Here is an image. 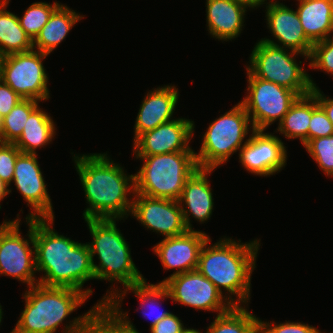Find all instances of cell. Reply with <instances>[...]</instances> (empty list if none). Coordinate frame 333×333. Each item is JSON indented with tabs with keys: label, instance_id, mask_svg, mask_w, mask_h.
<instances>
[{
	"label": "cell",
	"instance_id": "cell-36",
	"mask_svg": "<svg viewBox=\"0 0 333 333\" xmlns=\"http://www.w3.org/2000/svg\"><path fill=\"white\" fill-rule=\"evenodd\" d=\"M23 99L0 80V119L4 118Z\"/></svg>",
	"mask_w": 333,
	"mask_h": 333
},
{
	"label": "cell",
	"instance_id": "cell-4",
	"mask_svg": "<svg viewBox=\"0 0 333 333\" xmlns=\"http://www.w3.org/2000/svg\"><path fill=\"white\" fill-rule=\"evenodd\" d=\"M22 297L25 306L10 333H56L64 320L89 299L76 289L39 283L29 287ZM97 308L94 304L87 312L69 320L61 332L82 333L86 320Z\"/></svg>",
	"mask_w": 333,
	"mask_h": 333
},
{
	"label": "cell",
	"instance_id": "cell-20",
	"mask_svg": "<svg viewBox=\"0 0 333 333\" xmlns=\"http://www.w3.org/2000/svg\"><path fill=\"white\" fill-rule=\"evenodd\" d=\"M213 171L215 169L198 168L184 184L178 203L188 230H194L192 218L201 224L211 219L214 199L208 176Z\"/></svg>",
	"mask_w": 333,
	"mask_h": 333
},
{
	"label": "cell",
	"instance_id": "cell-6",
	"mask_svg": "<svg viewBox=\"0 0 333 333\" xmlns=\"http://www.w3.org/2000/svg\"><path fill=\"white\" fill-rule=\"evenodd\" d=\"M143 162L135 174V194L178 200L185 182L198 169L195 151L133 156Z\"/></svg>",
	"mask_w": 333,
	"mask_h": 333
},
{
	"label": "cell",
	"instance_id": "cell-42",
	"mask_svg": "<svg viewBox=\"0 0 333 333\" xmlns=\"http://www.w3.org/2000/svg\"><path fill=\"white\" fill-rule=\"evenodd\" d=\"M4 56L0 54V80H1V73H2V63H3Z\"/></svg>",
	"mask_w": 333,
	"mask_h": 333
},
{
	"label": "cell",
	"instance_id": "cell-33",
	"mask_svg": "<svg viewBox=\"0 0 333 333\" xmlns=\"http://www.w3.org/2000/svg\"><path fill=\"white\" fill-rule=\"evenodd\" d=\"M330 135H333V124L313 95V113L309 124L308 141Z\"/></svg>",
	"mask_w": 333,
	"mask_h": 333
},
{
	"label": "cell",
	"instance_id": "cell-18",
	"mask_svg": "<svg viewBox=\"0 0 333 333\" xmlns=\"http://www.w3.org/2000/svg\"><path fill=\"white\" fill-rule=\"evenodd\" d=\"M209 237L202 230L195 229L188 230L179 236L163 238L156 243L152 250L159 258L164 270H175L169 277L158 283H164L170 277L197 270L200 250Z\"/></svg>",
	"mask_w": 333,
	"mask_h": 333
},
{
	"label": "cell",
	"instance_id": "cell-34",
	"mask_svg": "<svg viewBox=\"0 0 333 333\" xmlns=\"http://www.w3.org/2000/svg\"><path fill=\"white\" fill-rule=\"evenodd\" d=\"M259 333H323L315 326L302 322L286 321L275 323L274 321H262L259 319Z\"/></svg>",
	"mask_w": 333,
	"mask_h": 333
},
{
	"label": "cell",
	"instance_id": "cell-11",
	"mask_svg": "<svg viewBox=\"0 0 333 333\" xmlns=\"http://www.w3.org/2000/svg\"><path fill=\"white\" fill-rule=\"evenodd\" d=\"M48 55L32 49L4 56L1 80L22 99L47 101L50 98L49 77L43 60Z\"/></svg>",
	"mask_w": 333,
	"mask_h": 333
},
{
	"label": "cell",
	"instance_id": "cell-37",
	"mask_svg": "<svg viewBox=\"0 0 333 333\" xmlns=\"http://www.w3.org/2000/svg\"><path fill=\"white\" fill-rule=\"evenodd\" d=\"M186 329L183 321L171 312L152 327L150 333H183Z\"/></svg>",
	"mask_w": 333,
	"mask_h": 333
},
{
	"label": "cell",
	"instance_id": "cell-24",
	"mask_svg": "<svg viewBox=\"0 0 333 333\" xmlns=\"http://www.w3.org/2000/svg\"><path fill=\"white\" fill-rule=\"evenodd\" d=\"M83 18L84 15L61 3L33 41V49L50 55Z\"/></svg>",
	"mask_w": 333,
	"mask_h": 333
},
{
	"label": "cell",
	"instance_id": "cell-8",
	"mask_svg": "<svg viewBox=\"0 0 333 333\" xmlns=\"http://www.w3.org/2000/svg\"><path fill=\"white\" fill-rule=\"evenodd\" d=\"M254 46L246 65L254 77L289 88L299 96L307 95L317 87L302 66V61L299 64L295 59L296 56H302L309 60L308 56L263 40H258Z\"/></svg>",
	"mask_w": 333,
	"mask_h": 333
},
{
	"label": "cell",
	"instance_id": "cell-19",
	"mask_svg": "<svg viewBox=\"0 0 333 333\" xmlns=\"http://www.w3.org/2000/svg\"><path fill=\"white\" fill-rule=\"evenodd\" d=\"M179 96V90L174 84L148 90L137 113L133 142L142 133L173 120Z\"/></svg>",
	"mask_w": 333,
	"mask_h": 333
},
{
	"label": "cell",
	"instance_id": "cell-30",
	"mask_svg": "<svg viewBox=\"0 0 333 333\" xmlns=\"http://www.w3.org/2000/svg\"><path fill=\"white\" fill-rule=\"evenodd\" d=\"M60 5L59 1H55L52 4L42 1L34 2L24 11L23 16L18 17L21 27L32 41L39 35L52 13Z\"/></svg>",
	"mask_w": 333,
	"mask_h": 333
},
{
	"label": "cell",
	"instance_id": "cell-29",
	"mask_svg": "<svg viewBox=\"0 0 333 333\" xmlns=\"http://www.w3.org/2000/svg\"><path fill=\"white\" fill-rule=\"evenodd\" d=\"M39 101L23 99L1 119L0 142L15 143L23 132L30 113L39 105Z\"/></svg>",
	"mask_w": 333,
	"mask_h": 333
},
{
	"label": "cell",
	"instance_id": "cell-35",
	"mask_svg": "<svg viewBox=\"0 0 333 333\" xmlns=\"http://www.w3.org/2000/svg\"><path fill=\"white\" fill-rule=\"evenodd\" d=\"M21 151L14 143L0 142V178L11 186L15 162Z\"/></svg>",
	"mask_w": 333,
	"mask_h": 333
},
{
	"label": "cell",
	"instance_id": "cell-5",
	"mask_svg": "<svg viewBox=\"0 0 333 333\" xmlns=\"http://www.w3.org/2000/svg\"><path fill=\"white\" fill-rule=\"evenodd\" d=\"M85 222L92 237V241L87 244L95 280L112 283V287L110 286L103 298L96 303L98 308L106 307L108 301L121 290L120 287H113V282H119L127 288L145 278L133 262L130 245L117 228L116 222H119V219H86ZM94 256H98L99 264L94 262Z\"/></svg>",
	"mask_w": 333,
	"mask_h": 333
},
{
	"label": "cell",
	"instance_id": "cell-13",
	"mask_svg": "<svg viewBox=\"0 0 333 333\" xmlns=\"http://www.w3.org/2000/svg\"><path fill=\"white\" fill-rule=\"evenodd\" d=\"M38 154L21 152L15 162L12 183L31 208L27 219L54 218L53 204L43 176Z\"/></svg>",
	"mask_w": 333,
	"mask_h": 333
},
{
	"label": "cell",
	"instance_id": "cell-28",
	"mask_svg": "<svg viewBox=\"0 0 333 333\" xmlns=\"http://www.w3.org/2000/svg\"><path fill=\"white\" fill-rule=\"evenodd\" d=\"M259 319L248 306H233L226 313L216 315L206 333H259Z\"/></svg>",
	"mask_w": 333,
	"mask_h": 333
},
{
	"label": "cell",
	"instance_id": "cell-31",
	"mask_svg": "<svg viewBox=\"0 0 333 333\" xmlns=\"http://www.w3.org/2000/svg\"><path fill=\"white\" fill-rule=\"evenodd\" d=\"M309 156L312 157L322 170L328 176L333 177V135L318 137L309 140L304 146Z\"/></svg>",
	"mask_w": 333,
	"mask_h": 333
},
{
	"label": "cell",
	"instance_id": "cell-10",
	"mask_svg": "<svg viewBox=\"0 0 333 333\" xmlns=\"http://www.w3.org/2000/svg\"><path fill=\"white\" fill-rule=\"evenodd\" d=\"M247 93L239 101L252 122L255 130L268 129L282 121L299 95L289 88L254 77L247 69Z\"/></svg>",
	"mask_w": 333,
	"mask_h": 333
},
{
	"label": "cell",
	"instance_id": "cell-26",
	"mask_svg": "<svg viewBox=\"0 0 333 333\" xmlns=\"http://www.w3.org/2000/svg\"><path fill=\"white\" fill-rule=\"evenodd\" d=\"M9 2L0 0V54L3 56L33 49V41L21 27L17 14L6 10Z\"/></svg>",
	"mask_w": 333,
	"mask_h": 333
},
{
	"label": "cell",
	"instance_id": "cell-14",
	"mask_svg": "<svg viewBox=\"0 0 333 333\" xmlns=\"http://www.w3.org/2000/svg\"><path fill=\"white\" fill-rule=\"evenodd\" d=\"M265 130H255L239 151V162L255 176H273L287 164V149L280 137Z\"/></svg>",
	"mask_w": 333,
	"mask_h": 333
},
{
	"label": "cell",
	"instance_id": "cell-25",
	"mask_svg": "<svg viewBox=\"0 0 333 333\" xmlns=\"http://www.w3.org/2000/svg\"><path fill=\"white\" fill-rule=\"evenodd\" d=\"M56 130L53 117L38 105L30 113L21 136L14 144L23 153L37 154V149L52 143Z\"/></svg>",
	"mask_w": 333,
	"mask_h": 333
},
{
	"label": "cell",
	"instance_id": "cell-23",
	"mask_svg": "<svg viewBox=\"0 0 333 333\" xmlns=\"http://www.w3.org/2000/svg\"><path fill=\"white\" fill-rule=\"evenodd\" d=\"M147 279L142 282L136 283L123 290L118 291L113 298H111L107 305H121L126 294L132 292L137 299L140 300L139 308L142 309V315L148 319L151 317L150 329L154 327L162 318L169 315V311H159L158 305L161 304V301L167 300L170 297L169 291L163 283H147ZM157 308V310H156ZM149 309V310H148Z\"/></svg>",
	"mask_w": 333,
	"mask_h": 333
},
{
	"label": "cell",
	"instance_id": "cell-2",
	"mask_svg": "<svg viewBox=\"0 0 333 333\" xmlns=\"http://www.w3.org/2000/svg\"><path fill=\"white\" fill-rule=\"evenodd\" d=\"M53 223L54 218L34 219L36 269L44 273L38 283L76 289L89 298L93 289L82 288L95 279L89 246L58 234Z\"/></svg>",
	"mask_w": 333,
	"mask_h": 333
},
{
	"label": "cell",
	"instance_id": "cell-21",
	"mask_svg": "<svg viewBox=\"0 0 333 333\" xmlns=\"http://www.w3.org/2000/svg\"><path fill=\"white\" fill-rule=\"evenodd\" d=\"M207 30L211 38L232 41L244 28L247 7L233 0H206Z\"/></svg>",
	"mask_w": 333,
	"mask_h": 333
},
{
	"label": "cell",
	"instance_id": "cell-3",
	"mask_svg": "<svg viewBox=\"0 0 333 333\" xmlns=\"http://www.w3.org/2000/svg\"><path fill=\"white\" fill-rule=\"evenodd\" d=\"M219 239L211 244L212 239L209 237L203 244L197 270L233 306H248L251 300V274L256 268L260 240L241 243V239L237 241L232 237L224 236Z\"/></svg>",
	"mask_w": 333,
	"mask_h": 333
},
{
	"label": "cell",
	"instance_id": "cell-43",
	"mask_svg": "<svg viewBox=\"0 0 333 333\" xmlns=\"http://www.w3.org/2000/svg\"><path fill=\"white\" fill-rule=\"evenodd\" d=\"M3 311H2V306H1V303H0V325H1V322L3 321Z\"/></svg>",
	"mask_w": 333,
	"mask_h": 333
},
{
	"label": "cell",
	"instance_id": "cell-12",
	"mask_svg": "<svg viewBox=\"0 0 333 333\" xmlns=\"http://www.w3.org/2000/svg\"><path fill=\"white\" fill-rule=\"evenodd\" d=\"M170 294V300L179 305L205 310L221 315L233 305L216 286L198 270L185 272L168 278L163 283Z\"/></svg>",
	"mask_w": 333,
	"mask_h": 333
},
{
	"label": "cell",
	"instance_id": "cell-32",
	"mask_svg": "<svg viewBox=\"0 0 333 333\" xmlns=\"http://www.w3.org/2000/svg\"><path fill=\"white\" fill-rule=\"evenodd\" d=\"M309 67L333 76V36L313 44Z\"/></svg>",
	"mask_w": 333,
	"mask_h": 333
},
{
	"label": "cell",
	"instance_id": "cell-41",
	"mask_svg": "<svg viewBox=\"0 0 333 333\" xmlns=\"http://www.w3.org/2000/svg\"><path fill=\"white\" fill-rule=\"evenodd\" d=\"M183 333H202V332L198 329L187 328Z\"/></svg>",
	"mask_w": 333,
	"mask_h": 333
},
{
	"label": "cell",
	"instance_id": "cell-38",
	"mask_svg": "<svg viewBox=\"0 0 333 333\" xmlns=\"http://www.w3.org/2000/svg\"><path fill=\"white\" fill-rule=\"evenodd\" d=\"M311 93L316 97L318 104L323 108L328 119L333 124V98H329V96L326 97L318 86L312 88Z\"/></svg>",
	"mask_w": 333,
	"mask_h": 333
},
{
	"label": "cell",
	"instance_id": "cell-27",
	"mask_svg": "<svg viewBox=\"0 0 333 333\" xmlns=\"http://www.w3.org/2000/svg\"><path fill=\"white\" fill-rule=\"evenodd\" d=\"M313 113V94L299 96L291 105L275 132L288 140L300 139L302 146L308 142L309 124Z\"/></svg>",
	"mask_w": 333,
	"mask_h": 333
},
{
	"label": "cell",
	"instance_id": "cell-22",
	"mask_svg": "<svg viewBox=\"0 0 333 333\" xmlns=\"http://www.w3.org/2000/svg\"><path fill=\"white\" fill-rule=\"evenodd\" d=\"M296 1L300 23L313 43L333 36V0Z\"/></svg>",
	"mask_w": 333,
	"mask_h": 333
},
{
	"label": "cell",
	"instance_id": "cell-40",
	"mask_svg": "<svg viewBox=\"0 0 333 333\" xmlns=\"http://www.w3.org/2000/svg\"><path fill=\"white\" fill-rule=\"evenodd\" d=\"M12 192V188L0 178V203L5 197H7Z\"/></svg>",
	"mask_w": 333,
	"mask_h": 333
},
{
	"label": "cell",
	"instance_id": "cell-17",
	"mask_svg": "<svg viewBox=\"0 0 333 333\" xmlns=\"http://www.w3.org/2000/svg\"><path fill=\"white\" fill-rule=\"evenodd\" d=\"M265 4L264 20H267V28L273 38L271 40L265 37L260 40L309 57L314 43L305 35L297 11L280 1H269Z\"/></svg>",
	"mask_w": 333,
	"mask_h": 333
},
{
	"label": "cell",
	"instance_id": "cell-7",
	"mask_svg": "<svg viewBox=\"0 0 333 333\" xmlns=\"http://www.w3.org/2000/svg\"><path fill=\"white\" fill-rule=\"evenodd\" d=\"M206 129L198 153L195 151L200 169H217L227 163L247 143L248 134L255 131L240 102L212 121Z\"/></svg>",
	"mask_w": 333,
	"mask_h": 333
},
{
	"label": "cell",
	"instance_id": "cell-39",
	"mask_svg": "<svg viewBox=\"0 0 333 333\" xmlns=\"http://www.w3.org/2000/svg\"><path fill=\"white\" fill-rule=\"evenodd\" d=\"M235 2L241 3L243 5H245L247 8L249 9H256L258 7L263 6L267 0H233Z\"/></svg>",
	"mask_w": 333,
	"mask_h": 333
},
{
	"label": "cell",
	"instance_id": "cell-16",
	"mask_svg": "<svg viewBox=\"0 0 333 333\" xmlns=\"http://www.w3.org/2000/svg\"><path fill=\"white\" fill-rule=\"evenodd\" d=\"M195 123L187 118H175L142 133L133 143V156H153L164 153L195 151L190 140L195 135Z\"/></svg>",
	"mask_w": 333,
	"mask_h": 333
},
{
	"label": "cell",
	"instance_id": "cell-9",
	"mask_svg": "<svg viewBox=\"0 0 333 333\" xmlns=\"http://www.w3.org/2000/svg\"><path fill=\"white\" fill-rule=\"evenodd\" d=\"M19 214L16 219L4 220L0 225V276L12 277L29 288L38 284L34 219L25 220L29 226L25 239L20 231Z\"/></svg>",
	"mask_w": 333,
	"mask_h": 333
},
{
	"label": "cell",
	"instance_id": "cell-1",
	"mask_svg": "<svg viewBox=\"0 0 333 333\" xmlns=\"http://www.w3.org/2000/svg\"><path fill=\"white\" fill-rule=\"evenodd\" d=\"M73 155L88 204L84 220L128 218L135 195V174L125 173L124 167L115 163L107 152Z\"/></svg>",
	"mask_w": 333,
	"mask_h": 333
},
{
	"label": "cell",
	"instance_id": "cell-15",
	"mask_svg": "<svg viewBox=\"0 0 333 333\" xmlns=\"http://www.w3.org/2000/svg\"><path fill=\"white\" fill-rule=\"evenodd\" d=\"M131 215L147 230H153L164 238L179 236L188 231L178 200L135 194Z\"/></svg>",
	"mask_w": 333,
	"mask_h": 333
}]
</instances>
